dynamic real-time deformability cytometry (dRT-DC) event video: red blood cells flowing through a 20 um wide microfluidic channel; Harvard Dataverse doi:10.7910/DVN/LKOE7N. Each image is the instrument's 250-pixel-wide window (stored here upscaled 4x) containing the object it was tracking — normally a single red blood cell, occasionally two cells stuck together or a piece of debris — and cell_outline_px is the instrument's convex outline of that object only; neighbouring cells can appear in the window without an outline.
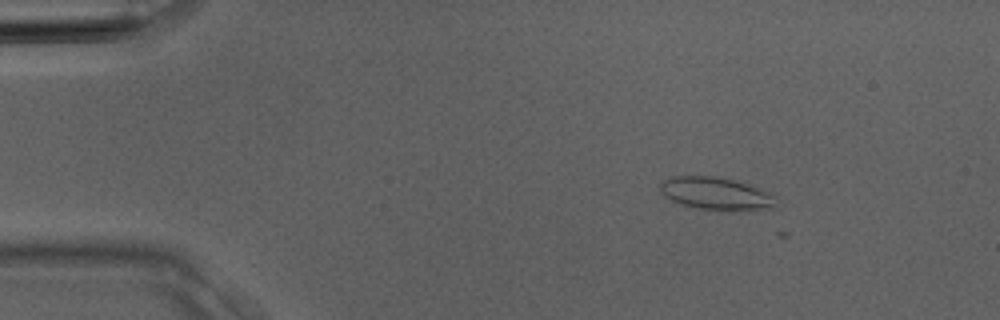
{"species": "Egyptian fruit bat (a non-hibernating species)", "species_latin": "Rousettus aegyptiacus", "temperature_condition": "room temperature", "stored_images_in_passage": 3, "camera_frame_rate_fps": 3000, "um_per_image_px": 0.085, "animal": {"sex": "male"}, "frame": {"image": 1, "passage_image": 1, "time_ms": 0.0, "image_size_px": [1000, 320], "cell_outline_px": [[776, 196], [772, 208], [732, 212], [728, 212], [696, 208], [680, 204], [664, 196], [660, 192], [660, 184], [664, 180], [672, 176], [716, 176], [732, 180], [772, 192]], "centroid_in_image_um": [60.86, 16.48], "position_along_channel_um": 24.1, "area_um2": 22.31}}